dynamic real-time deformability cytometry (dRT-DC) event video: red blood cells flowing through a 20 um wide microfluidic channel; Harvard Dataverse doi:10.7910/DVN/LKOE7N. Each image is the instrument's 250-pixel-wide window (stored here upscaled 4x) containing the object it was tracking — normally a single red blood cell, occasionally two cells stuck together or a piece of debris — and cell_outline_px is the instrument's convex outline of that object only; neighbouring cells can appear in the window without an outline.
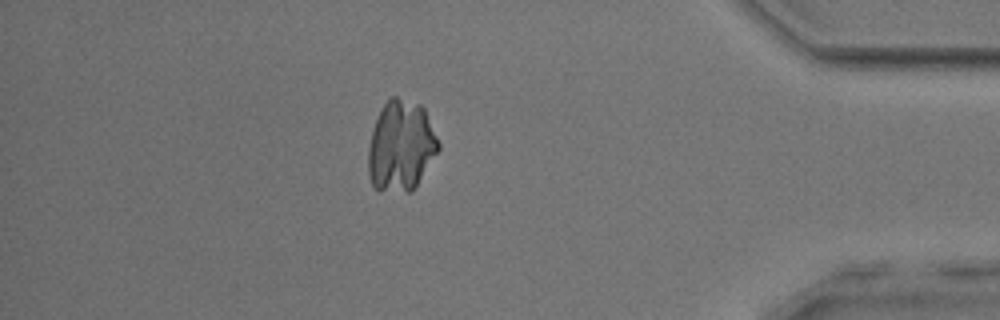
{"species": "common noctule bat (a hibernating species)", "species_latin": "Nyctalus noctula", "temperature_condition": "room temperature", "stored_images_in_passage": 52, "camera_frame_rate_fps": 3000, "um_per_image_px": 0.085, "animal": {"sex": "male", "body_mass_g": 17.9, "forearm_length_mm": 54.2}, "frame": {"image": 1, "passage_image": 46, "time_ms": 15.0, "image_size_px": [1000, 320], "cell_outline_px": [[440, 148], [412, 192], [380, 192], [372, 184], [368, 172], [368, 148], [372, 132], [380, 108], [392, 96], [396, 96], [420, 104], [424, 108], [440, 144]], "centroid_in_image_um": [34.07, 12.42], "position_along_channel_um": 401.1, "area_um2": 37.22}}